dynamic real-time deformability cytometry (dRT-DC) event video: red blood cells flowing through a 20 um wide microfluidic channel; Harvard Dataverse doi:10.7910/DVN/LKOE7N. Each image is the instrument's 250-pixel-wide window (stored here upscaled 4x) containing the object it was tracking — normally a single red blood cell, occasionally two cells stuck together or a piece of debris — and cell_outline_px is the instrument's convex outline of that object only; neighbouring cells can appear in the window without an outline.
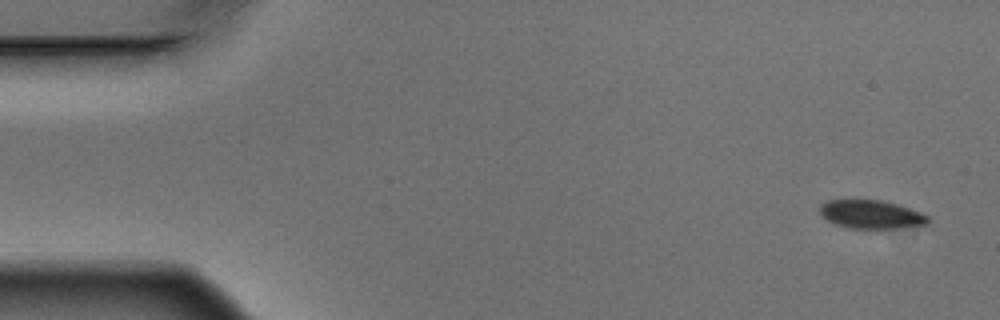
{"species": "Egyptian fruit bat (a non-hibernating species)", "species_latin": "Rousettus aegyptiacus", "temperature_condition": "warm", "stored_images_in_passage": 4, "camera_frame_rate_fps": 3000, "um_per_image_px": 0.085, "animal": {"sex": "male"}, "frame": {"image": 1, "passage_image": 1, "time_ms": 0.0, "image_size_px": [1000, 320], "cell_outline_px": [[928, 224], [888, 228], [848, 228], [836, 224], [828, 220], [820, 212], [820, 204], [828, 200], [880, 200], [900, 204], [920, 212], [928, 216]], "centroid_in_image_um": [74.04, 18.21], "position_along_channel_um": 11.0, "area_um2": 17.69}}
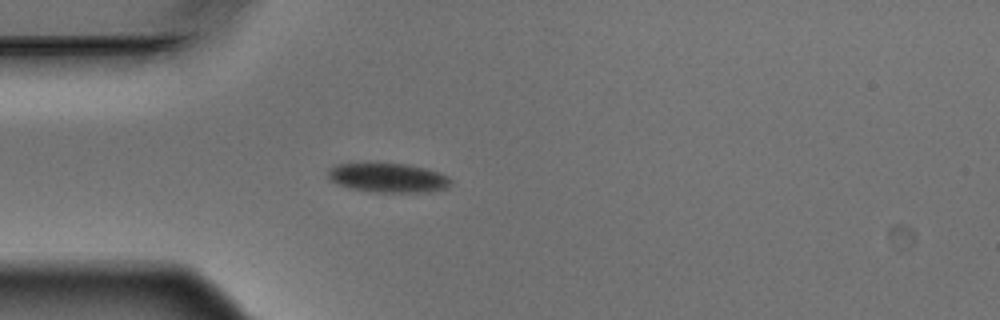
{"frame": {"image": 2, "passage_image": 4, "time_ms": 1.0, "image_size_px": [1000, 320], "cell_outline_px": [[452, 180], [448, 188], [428, 192], [368, 192], [348, 188], [336, 184], [328, 176], [328, 168], [336, 164], [368, 160], [372, 160], [404, 164], [424, 168], [448, 176]], "centroid_in_image_um": [32.9, 15.07], "position_along_channel_um": 52.1, "area_um2": 21.91}}